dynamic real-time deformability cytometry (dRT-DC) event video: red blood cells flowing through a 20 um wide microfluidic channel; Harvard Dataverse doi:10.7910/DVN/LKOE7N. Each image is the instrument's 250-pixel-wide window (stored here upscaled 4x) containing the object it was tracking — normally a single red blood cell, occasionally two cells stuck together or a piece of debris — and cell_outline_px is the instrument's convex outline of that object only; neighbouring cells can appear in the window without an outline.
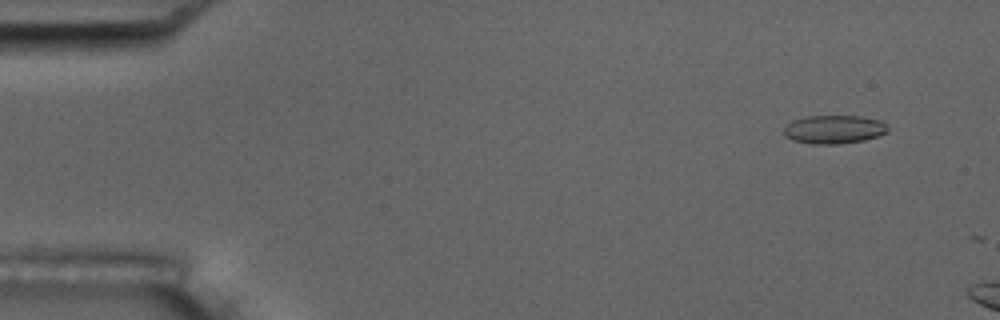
{"species": "common noctule bat (a hibernating species)", "species_latin": "Nyctalus noctula", "temperature_condition": "room temperature", "stored_images_in_passage": 3, "camera_frame_rate_fps": 3000, "um_per_image_px": 0.085, "animal": {"sex": "male", "body_mass_g": 17.5, "forearm_length_mm": 52.3}, "frame": {"image": 1, "passage_image": 2, "time_ms": 0.333, "image_size_px": [1000, 320], "cell_outline_px": [[888, 132], [864, 140], [840, 144], [812, 144], [792, 140], [784, 136], [784, 128], [792, 120], [804, 116], [864, 116], [880, 120], [888, 128]], "centroid_in_image_um": [70.87, 11.0], "position_along_channel_um": 14.1, "area_um2": 17.34}}